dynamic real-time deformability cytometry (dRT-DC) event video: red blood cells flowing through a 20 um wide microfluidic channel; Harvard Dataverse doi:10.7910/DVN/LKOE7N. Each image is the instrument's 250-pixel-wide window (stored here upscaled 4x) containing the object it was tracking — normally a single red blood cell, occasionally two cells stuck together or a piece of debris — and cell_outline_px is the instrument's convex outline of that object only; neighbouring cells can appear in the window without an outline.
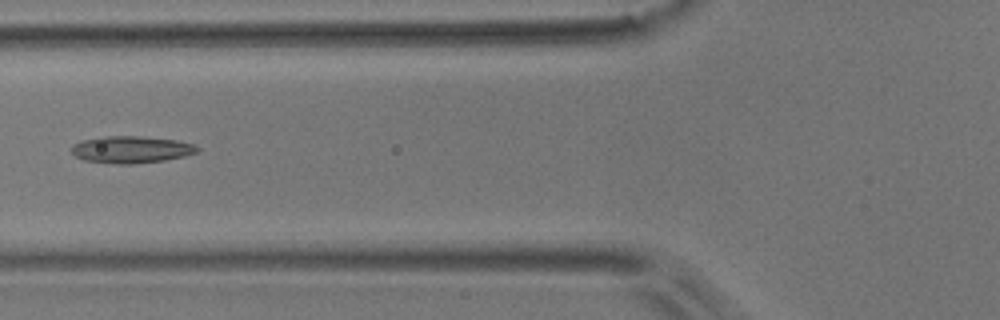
{"species": "common noctule bat (a hibernating species)", "species_latin": "Nyctalus noctula", "temperature_condition": "room temperature", "stored_images_in_passage": 6, "camera_frame_rate_fps": 3000, "um_per_image_px": 0.085, "animal": {"sex": "male", "body_mass_g": 17.9}, "frame": {"image": 1, "passage_image": 6, "time_ms": 1.667, "image_size_px": [1000, 320], "cell_outline_px": [[200, 148], [196, 152], [184, 156], [164, 160], [132, 164], [120, 164], [84, 160], [76, 156], [72, 152], [72, 144], [80, 140], [104, 136], [140, 136], [176, 140], [192, 144]], "centroid_in_image_um": [11.12, 12.7], "position_along_channel_um": 114.7, "area_um2": 19.65}}